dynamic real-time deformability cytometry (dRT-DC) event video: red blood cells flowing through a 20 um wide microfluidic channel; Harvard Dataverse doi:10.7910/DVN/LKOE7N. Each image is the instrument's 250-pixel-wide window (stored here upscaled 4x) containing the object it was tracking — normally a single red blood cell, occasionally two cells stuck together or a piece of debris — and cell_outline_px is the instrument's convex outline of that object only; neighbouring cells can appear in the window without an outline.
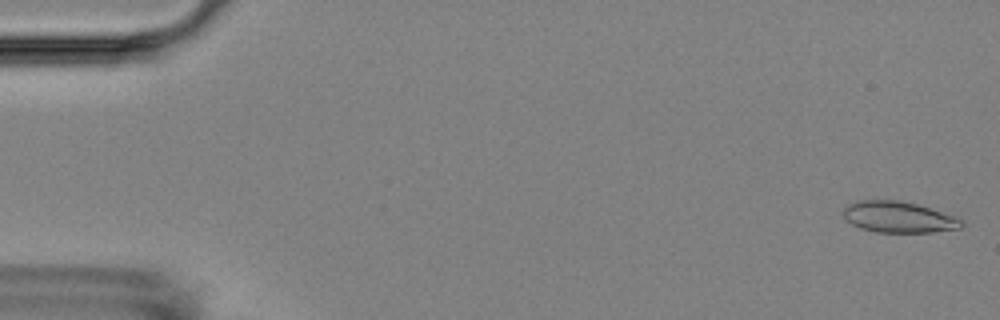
{"species": "Egyptian fruit bat (a non-hibernating species)", "species_latin": "Rousettus aegyptiacus", "temperature_condition": "room temperature", "stored_images_in_passage": 4, "camera_frame_rate_fps": 3000, "um_per_image_px": 0.085, "animal": {"sex": "female"}, "frame": {"image": 1, "passage_image": 1, "time_ms": 0.0, "image_size_px": [1000, 320], "cell_outline_px": [[964, 224], [960, 228], [932, 232], [876, 232], [860, 228], [844, 220], [840, 212], [848, 204], [856, 200], [900, 200], [916, 204], [956, 216], [964, 220]], "centroid_in_image_um": [76.34, 18.45], "position_along_channel_um": 8.7, "area_um2": 21.73}}
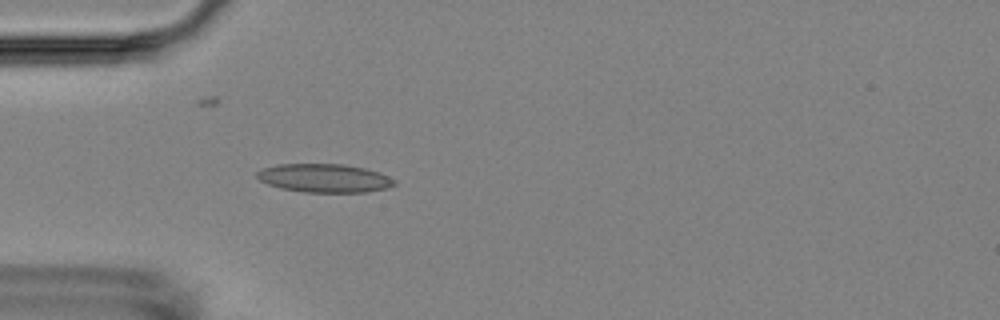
{"frame": {"image": 2, "passage_image": 4, "time_ms": 5.0, "image_size_px": [1000, 320], "cell_outline_px": [[396, 184], [388, 188], [364, 192], [304, 192], [280, 188], [268, 184], [260, 180], [256, 176], [256, 172], [264, 168], [276, 164], [344, 164], [364, 168], [380, 172], [396, 180]], "centroid_in_image_um": [27.59, 15.14], "position_along_channel_um": 57.4, "area_um2": 22.89}}